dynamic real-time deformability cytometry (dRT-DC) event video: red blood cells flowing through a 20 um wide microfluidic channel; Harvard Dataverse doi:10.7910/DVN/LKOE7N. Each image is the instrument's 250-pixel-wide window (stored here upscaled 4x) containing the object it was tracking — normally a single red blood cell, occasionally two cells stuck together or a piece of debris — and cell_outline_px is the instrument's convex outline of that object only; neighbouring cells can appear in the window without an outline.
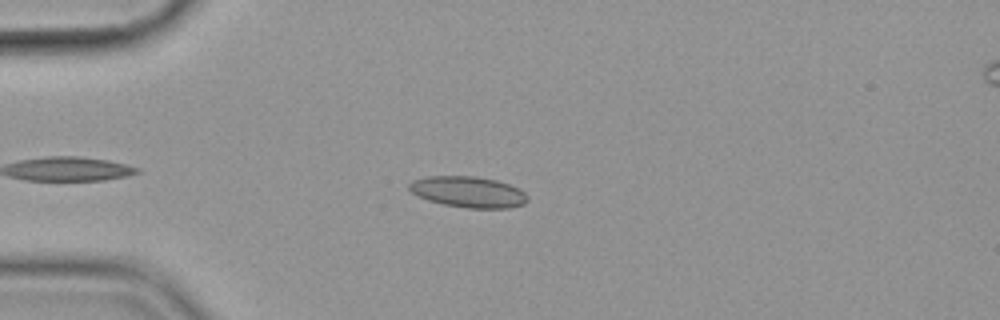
{"species": "common noctule bat (a hibernating species)", "species_latin": "Nyctalus noctula", "temperature_condition": "cold", "stored_images_in_passage": 47, "camera_frame_rate_fps": 3000, "um_per_image_px": 0.085, "animal": {"sex": "female", "body_mass_g": 19.9}, "frame": {"image": 1, "passage_image": 9, "time_ms": 2.667, "image_size_px": [1000, 320], "cell_outline_px": [[528, 200], [524, 204], [508, 208], [468, 208], [444, 204], [428, 200], [412, 192], [408, 188], [408, 184], [412, 180], [428, 176], [476, 176], [496, 180], [520, 188], [528, 196]], "centroid_in_image_um": [39.82, 16.31], "position_along_channel_um": 45.2, "area_um2": 21.39}}
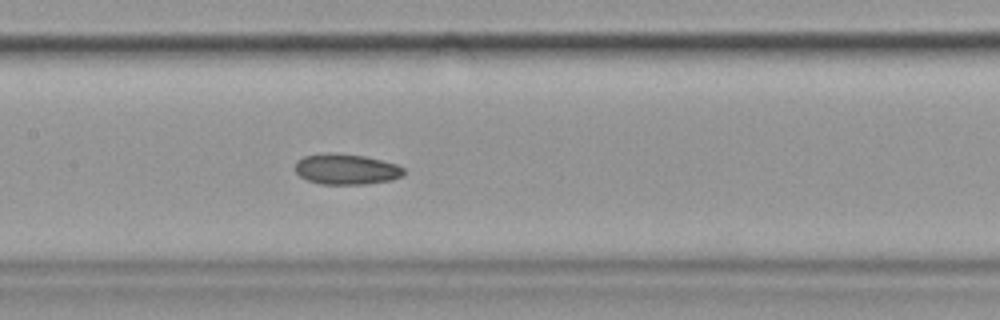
{"frame": {"image": 2, "passage_image": 22, "time_ms": 7.0, "image_size_px": [1000, 320], "cell_outline_px": [[404, 176], [392, 180], [364, 184], [320, 184], [308, 180], [300, 176], [296, 172], [296, 160], [304, 156], [324, 152], [336, 152], [364, 156], [396, 164], [404, 168]], "centroid_in_image_um": [29.42, 14.37], "position_along_channel_um": 178.0, "area_um2": 19.54}}
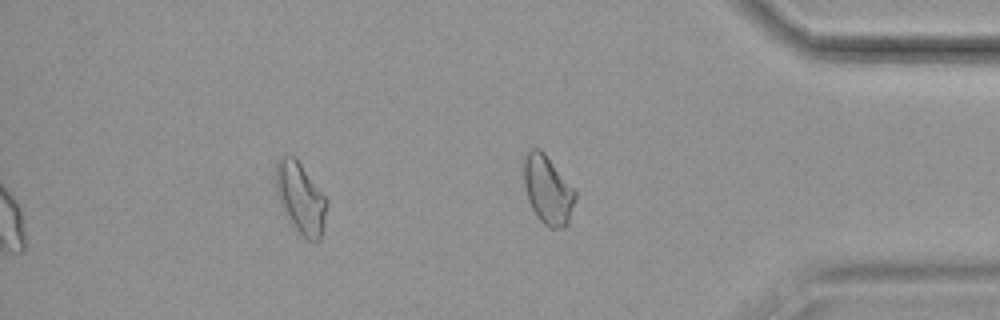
{"frame": {"image": 3, "passage_image": 41, "time_ms": 13.333, "image_size_px": [1000, 320], "cell_outline_px": [[328, 204], [324, 224], [320, 240], [316, 244], [308, 240], [292, 224], [284, 212], [280, 204], [276, 188], [276, 160], [280, 156], [288, 152], [300, 164], [328, 200]], "centroid_in_image_um": [25.55, 16.83], "position_along_channel_um": 409.6, "area_um2": 20.98}, "authors_computed_cell_mechanics": {"area_um2": 20.1144, "velocity_mm_per_s": 3.569, "shape_relaxation_time_tau1_ms": null, "shape_relaxation_time_tau2_ms": 3.6502, "deformation_change_tau1": null, "deformation_change_tau2": 0.0799}}